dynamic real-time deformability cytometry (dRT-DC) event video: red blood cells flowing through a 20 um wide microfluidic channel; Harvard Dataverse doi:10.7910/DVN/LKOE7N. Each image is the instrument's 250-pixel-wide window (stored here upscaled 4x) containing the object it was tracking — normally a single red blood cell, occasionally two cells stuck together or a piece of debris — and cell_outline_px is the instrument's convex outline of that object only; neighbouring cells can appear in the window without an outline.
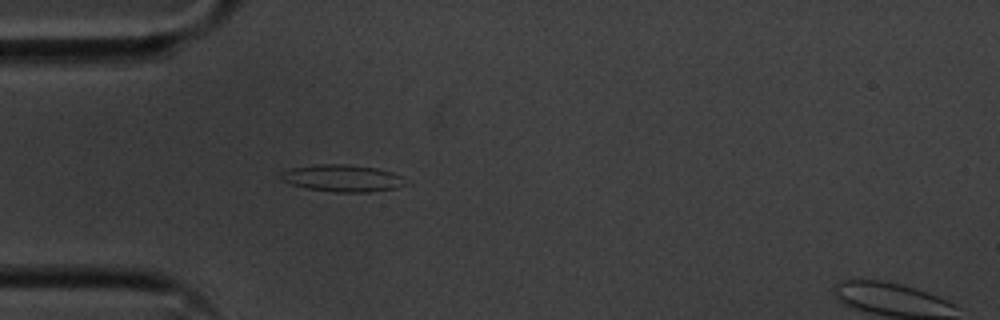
{"species": "common noctule bat (a hibernating species)", "species_latin": "Nyctalus noctula", "temperature_condition": "cold", "stored_images_in_passage": 35, "camera_frame_rate_fps": 3000, "um_per_image_px": 0.085, "animal": {"sex": "male", "body_mass_g": 20.1, "forearm_length_mm": 53.5}, "frame": {"image": 1, "passage_image": 5, "time_ms": 1.333, "image_size_px": [1000, 320], "cell_outline_px": [[408, 184], [396, 188], [368, 192], [336, 192], [308, 188], [292, 184], [280, 180], [280, 172], [292, 168], [316, 164], [344, 164], [376, 168], [392, 172], [400, 176]], "centroid_in_image_um": [29.09, 15.14], "position_along_channel_um": 55.9, "area_um2": 19.48}}
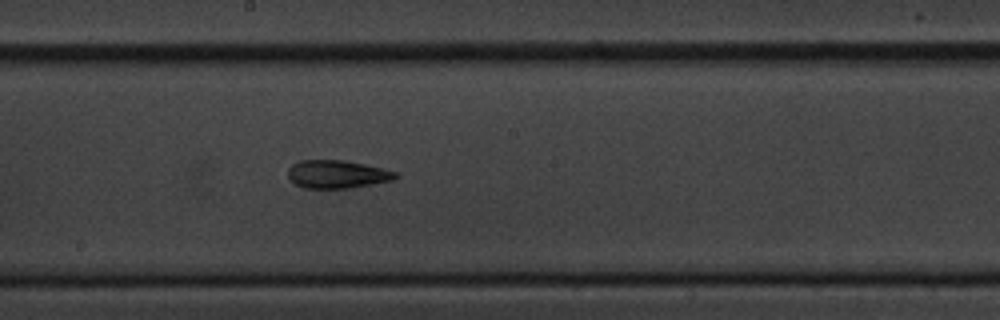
{"frame": {"image": 2, "passage_image": 19, "time_ms": 6.0, "image_size_px": [1000, 320], "cell_outline_px": [[400, 176], [392, 180], [348, 188], [304, 188], [296, 184], [288, 176], [288, 168], [292, 164], [300, 160], [344, 160], [364, 164], [396, 172]], "centroid_in_image_um": [28.63, 14.8], "position_along_channel_um": 219.6, "area_um2": 17.4}}
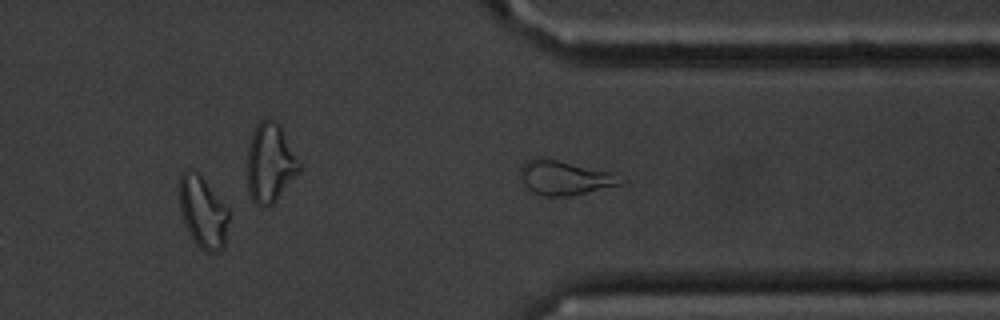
{"frame": {"image": 3, "passage_image": 31, "time_ms": 10.0, "image_size_px": [1000, 320], "cell_outline_px": [[228, 220], [224, 248], [216, 252], [208, 252], [200, 248], [196, 244], [184, 224], [180, 212], [180, 172], [184, 168], [188, 168], [200, 172], [228, 208]], "centroid_in_image_um": [17.23, 17.97], "position_along_channel_um": 394.2, "area_um2": 20.98}, "authors_computed_cell_mechanics": {"area_um2": 17.5712, "velocity_mm_per_s": 3.603, "shape_relaxation_time_tau1_ms": null, "shape_relaxation_time_tau2_ms": 4.2673, "deformation_change_tau1": null, "deformation_change_tau2": 0.1429}}